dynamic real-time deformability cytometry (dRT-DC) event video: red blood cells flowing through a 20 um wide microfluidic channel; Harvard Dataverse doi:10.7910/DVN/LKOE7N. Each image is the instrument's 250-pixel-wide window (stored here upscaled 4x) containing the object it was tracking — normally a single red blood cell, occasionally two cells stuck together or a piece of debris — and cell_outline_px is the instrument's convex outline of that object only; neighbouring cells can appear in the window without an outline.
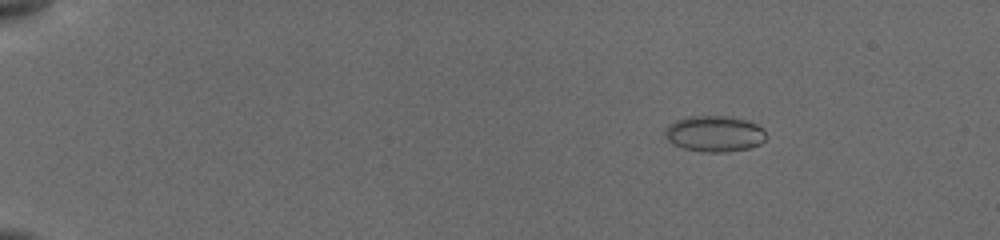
{"species": "common noctule bat (a hibernating species)", "species_latin": "Nyctalus noctula", "temperature_condition": "cold", "stored_images_in_passage": 34, "camera_frame_rate_fps": 3000, "um_per_image_px": 0.085, "animal": {"sex": "female", "body_mass_g": 19.5, "forearm_length_mm": 54.1}, "frame": {"image": 1, "passage_image": 14, "time_ms": 3.0, "image_size_px": [1000, 240], "cell_outline_px": [[768, 136], [760, 144], [748, 148], [728, 152], [704, 152], [684, 148], [668, 140], [664, 136], [664, 132], [668, 124], [676, 120], [688, 116], [728, 116], [748, 120], [764, 128]], "centroid_in_image_um": [60.76, 11.36], "position_along_channel_um": 24.2, "area_um2": 21.39}}
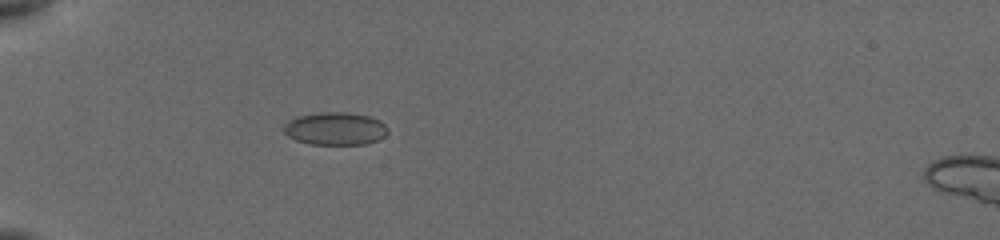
{"frame": {"image": 2, "passage_image": 32, "time_ms": 6.333, "image_size_px": [1000, 240], "cell_outline_px": [[388, 132], [384, 136], [376, 140], [364, 144], [308, 144], [296, 140], [288, 136], [284, 132], [284, 124], [288, 120], [296, 116], [320, 112], [348, 112], [368, 116], [380, 120], [388, 128]], "centroid_in_image_um": [28.47, 10.92], "position_along_channel_um": 56.5, "area_um2": 19.94}}